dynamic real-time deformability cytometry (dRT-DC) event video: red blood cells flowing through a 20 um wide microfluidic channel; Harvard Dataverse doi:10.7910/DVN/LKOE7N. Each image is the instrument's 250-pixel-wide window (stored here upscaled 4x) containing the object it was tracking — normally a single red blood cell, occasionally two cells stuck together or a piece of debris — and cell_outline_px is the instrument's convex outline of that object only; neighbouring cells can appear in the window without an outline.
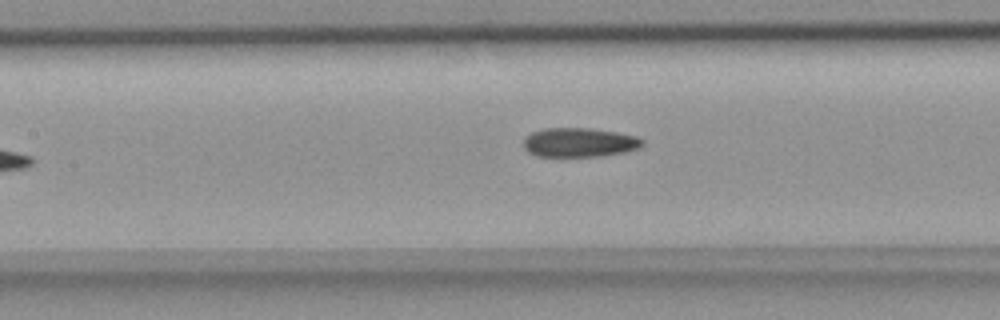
{"species": "common noctule bat (a hibernating species)", "species_latin": "Nyctalus noctula", "temperature_condition": "room temperature", "stored_images_in_passage": 31, "camera_frame_rate_fps": 3000, "um_per_image_px": 0.085, "animal": {"sex": "female", "body_mass_g": 18.4}, "frame": {"image": 1, "passage_image": 10, "time_ms": 3.0, "image_size_px": [1000, 320], "cell_outline_px": [[644, 144], [640, 148], [624, 152], [600, 156], [536, 156], [528, 152], [524, 148], [524, 136], [532, 132], [544, 128], [592, 128], [616, 132], [636, 136], [644, 140]], "centroid_in_image_um": [49.24, 12.1], "position_along_channel_um": 158.2, "area_um2": 20.35}}
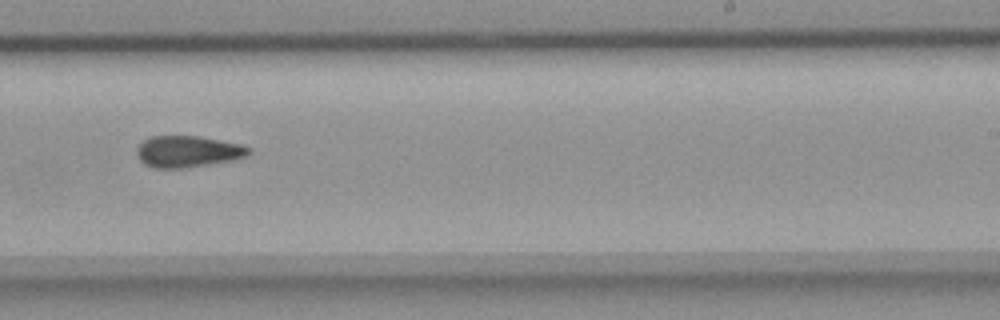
{"frame": {"image": 2, "passage_image": 19, "time_ms": 6.0, "image_size_px": [1000, 320], "cell_outline_px": [[252, 152], [248, 156], [232, 160], [184, 168], [152, 168], [144, 164], [136, 156], [136, 148], [144, 140], [152, 136], [200, 136], [240, 144], [252, 148]], "centroid_in_image_um": [15.96, 12.88], "position_along_channel_um": 273.0, "area_um2": 20.69}}
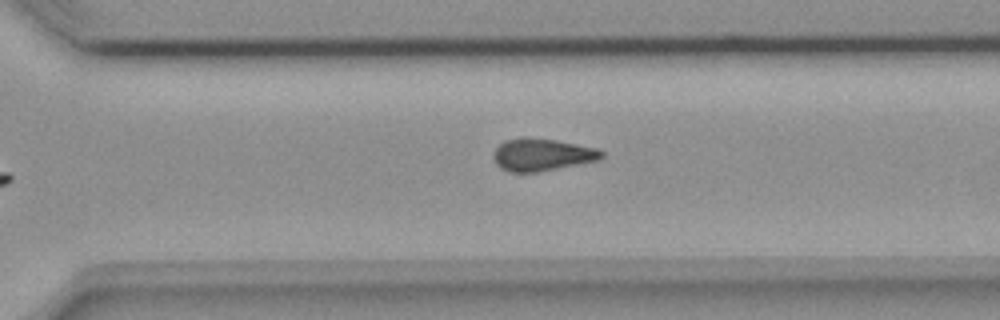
{"frame": {"image": 3, "passage_image": 23, "time_ms": 7.333, "image_size_px": [1000, 320], "cell_outline_px": [[604, 156], [600, 160], [540, 172], [508, 172], [500, 168], [496, 164], [492, 156], [496, 148], [504, 140], [524, 136], [528, 136], [556, 140], [596, 148], [604, 152]], "centroid_in_image_um": [46.06, 13.15], "position_along_channel_um": 324.5, "area_um2": 20.75}, "authors_computed_cell_mechanics": {"area_um2": 20.519, "velocity_mm_per_s": 3.8518, "shape_relaxation_time_tau1_ms": null, "shape_relaxation_time_tau2_ms": 7.7469, "deformation_change_tau1": null, "deformation_change_tau2": 0.1555}}